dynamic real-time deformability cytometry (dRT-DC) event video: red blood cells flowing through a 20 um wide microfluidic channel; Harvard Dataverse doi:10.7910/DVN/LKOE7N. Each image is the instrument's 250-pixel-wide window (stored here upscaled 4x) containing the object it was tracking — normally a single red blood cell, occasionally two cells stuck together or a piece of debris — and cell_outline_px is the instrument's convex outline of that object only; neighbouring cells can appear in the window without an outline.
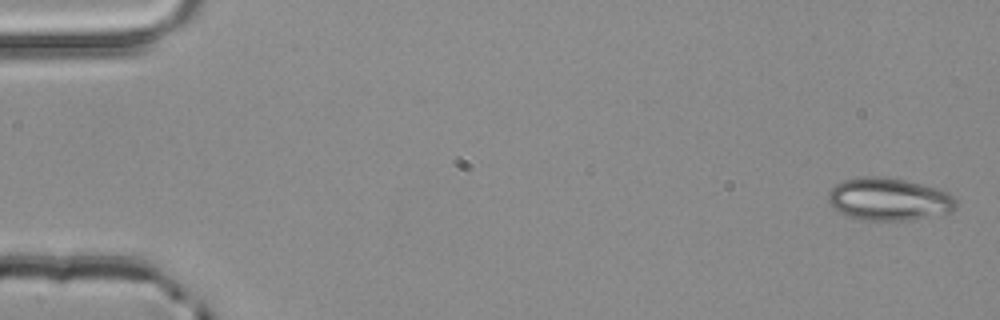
{"species": "common noctule bat (a hibernating species)", "species_latin": "Nyctalus noctula", "temperature_condition": "room temperature", "stored_images_in_passage": 5, "camera_frame_rate_fps": 3000, "um_per_image_px": 0.085, "animal": {"sex": "male", "body_mass_g": 20.4}, "frame": {"image": 1, "passage_image": 1, "time_ms": 0.0, "image_size_px": [1000, 320], "cell_outline_px": [[956, 208], [952, 212], [908, 220], [864, 220], [844, 216], [828, 200], [828, 192], [840, 180], [864, 176], [884, 176], [908, 180], [936, 188], [948, 192], [956, 200]], "centroid_in_image_um": [75.55, 16.92], "position_along_channel_um": 9.5, "area_um2": 31.91}}